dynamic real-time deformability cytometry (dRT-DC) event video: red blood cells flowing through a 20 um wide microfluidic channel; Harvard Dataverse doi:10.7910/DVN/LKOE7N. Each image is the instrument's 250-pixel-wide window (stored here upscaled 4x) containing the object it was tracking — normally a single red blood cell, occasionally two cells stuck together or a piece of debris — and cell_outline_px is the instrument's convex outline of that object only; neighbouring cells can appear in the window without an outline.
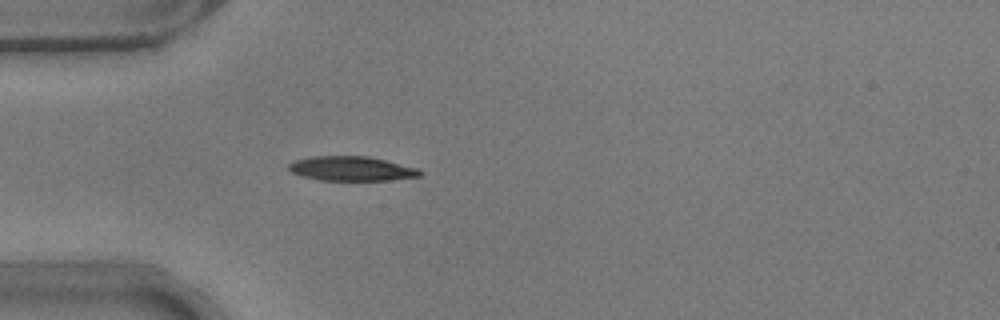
{"species": "common noctule bat (a hibernating species)", "species_latin": "Nyctalus noctula", "temperature_condition": "warm", "stored_images_in_passage": 39, "camera_frame_rate_fps": 3000, "um_per_image_px": 0.085, "animal": {"sex": "male", "body_mass_g": 17.9}, "frame": {"image": 1, "passage_image": 1, "time_ms": 0.0, "image_size_px": [1000, 320], "cell_outline_px": [[424, 172], [420, 176], [388, 180], [320, 180], [300, 176], [292, 172], [288, 168], [288, 164], [292, 160], [312, 156], [368, 156], [416, 168]], "centroid_in_image_um": [29.82, 14.33], "position_along_channel_um": 55.2, "area_um2": 18.67}}
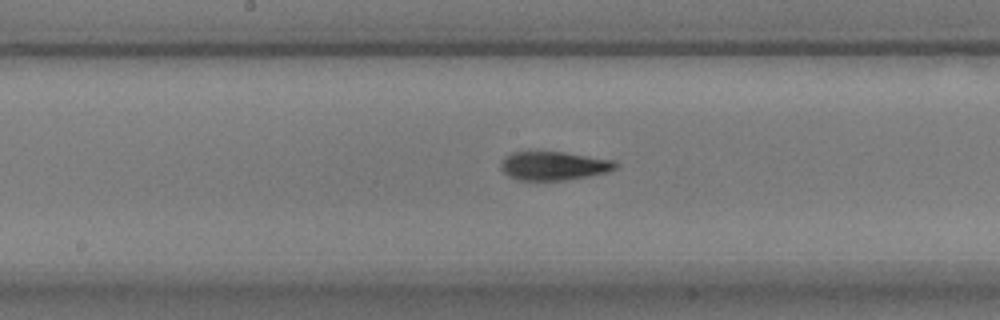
{"frame": {"image": 2, "passage_image": 13, "time_ms": 4.0, "image_size_px": [1000, 320], "cell_outline_px": [[620, 164], [616, 168], [608, 172], [588, 176], [564, 180], [516, 180], [508, 176], [500, 168], [500, 164], [504, 156], [512, 152], [564, 152], [612, 160]], "centroid_in_image_um": [47.04, 14.1], "position_along_channel_um": 201.2, "area_um2": 19.19}}
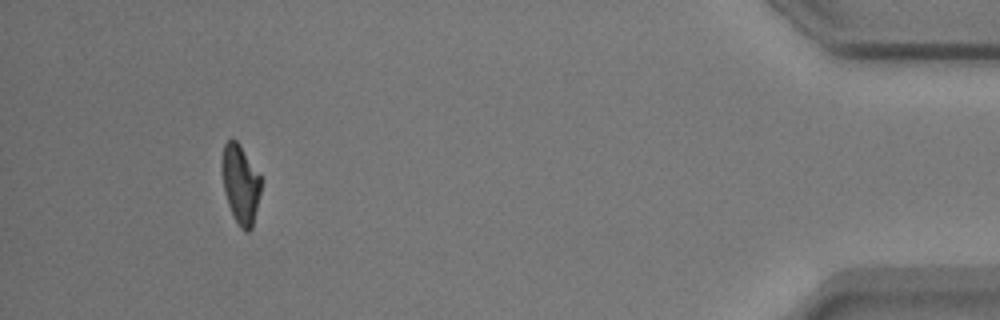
{"frame": {"image": 3, "passage_image": 35, "time_ms": 11.333, "image_size_px": [1000, 320], "cell_outline_px": [[260, 192], [252, 228], [248, 232], [244, 232], [240, 228], [228, 204], [224, 192], [220, 164], [220, 160], [224, 144], [232, 136], [240, 144], [260, 176]], "centroid_in_image_um": [20.4, 15.61], "position_along_channel_um": 414.8, "area_um2": 18.03}, "authors_computed_cell_mechanics": {"area_um2": 18.9584, "velocity_mm_per_s": 3.7973, "shape_relaxation_time_tau1_ms": 4.3336, "shape_relaxation_time_tau2_ms": 2.0615, "deformation_change_tau1": 0.1796, "deformation_change_tau2": 0.0989}}